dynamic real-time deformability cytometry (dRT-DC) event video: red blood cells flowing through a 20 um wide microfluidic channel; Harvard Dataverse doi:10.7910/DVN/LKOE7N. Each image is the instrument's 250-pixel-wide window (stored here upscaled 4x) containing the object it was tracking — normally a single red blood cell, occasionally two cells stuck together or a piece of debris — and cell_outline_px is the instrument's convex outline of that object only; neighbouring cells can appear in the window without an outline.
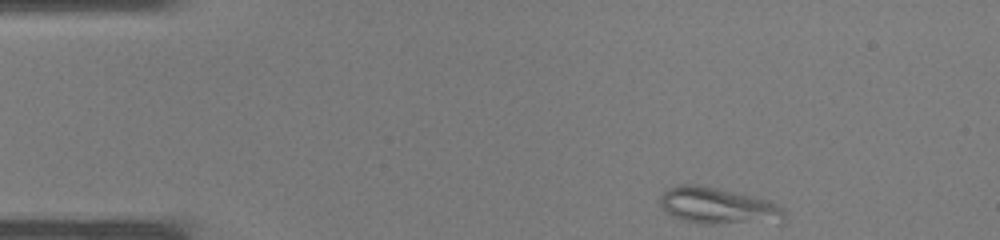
{"species": "common noctule bat (a hibernating species)", "species_latin": "Nyctalus noctula", "temperature_condition": "warm", "stored_images_in_passage": 33, "camera_frame_rate_fps": 3000, "um_per_image_px": 0.085, "animal": {"sex": "male", "body_mass_g": 19.0, "forearm_length_mm": 50.8}, "frame": {"image": 1, "passage_image": 1, "time_ms": 0.0, "image_size_px": [1000, 240], "cell_outline_px": [[788, 220], [784, 224], [700, 224], [680, 220], [664, 212], [660, 204], [660, 196], [668, 188], [680, 184], [696, 184], [736, 192], [768, 200], [784, 208]], "centroid_in_image_um": [61.13, 17.55], "position_along_channel_um": 23.9, "area_um2": 27.51}}
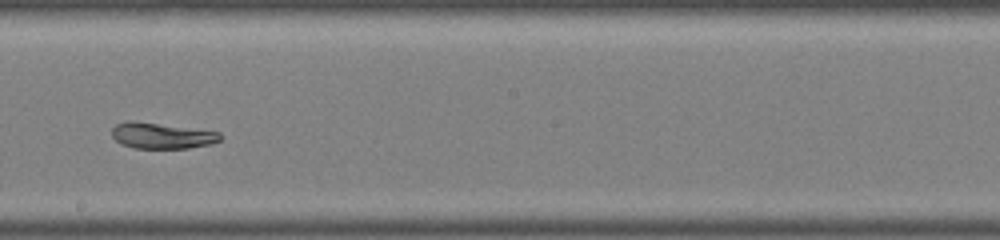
{"frame": {"image": 2, "passage_image": 17, "time_ms": 5.333, "image_size_px": [1000, 240], "cell_outline_px": [[224, 136], [220, 140], [212, 144], [188, 148], [136, 148], [120, 144], [112, 136], [112, 128], [116, 124], [128, 120], [132, 120], [220, 132]], "centroid_in_image_um": [13.76, 11.53], "position_along_channel_um": 234.4, "area_um2": 16.42}}
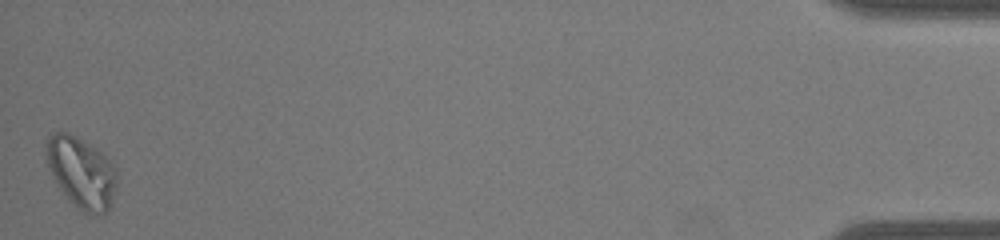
{"frame": {"image": 3, "passage_image": 33, "time_ms": 10.667, "image_size_px": [1000, 240], "cell_outline_px": [[116, 188], [112, 204], [104, 216], [96, 216], [84, 212], [72, 204], [68, 200], [56, 184], [48, 164], [44, 152], [44, 148], [48, 136], [56, 132], [68, 132], [104, 152], [112, 160], [116, 168]], "centroid_in_image_um": [6.94, 14.68], "position_along_channel_um": 428.3, "area_um2": 30.0}}